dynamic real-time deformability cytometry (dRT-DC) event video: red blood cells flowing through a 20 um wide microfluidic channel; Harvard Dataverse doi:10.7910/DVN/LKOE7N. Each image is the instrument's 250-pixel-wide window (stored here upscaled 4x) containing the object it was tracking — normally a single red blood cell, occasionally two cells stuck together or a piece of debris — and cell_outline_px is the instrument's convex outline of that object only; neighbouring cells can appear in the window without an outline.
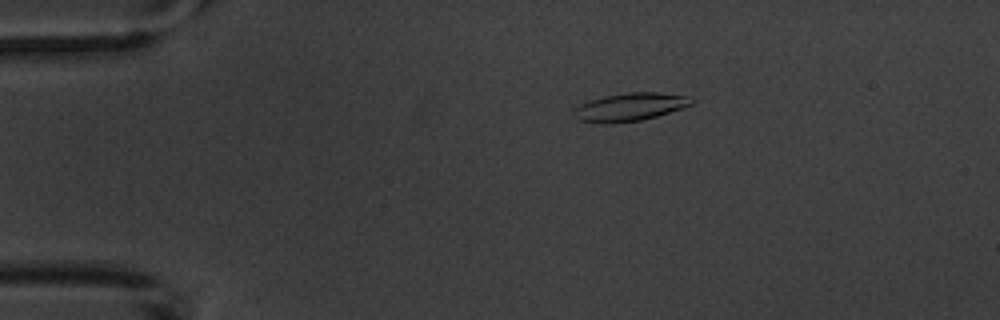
{"species": "common noctule bat (a hibernating species)", "species_latin": "Nyctalus noctula", "temperature_condition": "warm", "stored_images_in_passage": 6, "camera_frame_rate_fps": 3000, "um_per_image_px": 0.085, "animal": {"sex": "male", "body_mass_g": 20.1, "forearm_length_mm": 53.5}, "frame": {"image": 1, "passage_image": 3, "time_ms": 2.333, "image_size_px": [1000, 320], "cell_outline_px": [[696, 100], [692, 104], [684, 108], [656, 116], [640, 120], [604, 124], [600, 124], [580, 120], [572, 116], [576, 108], [580, 104], [604, 96], [628, 92], [660, 92], [692, 96]], "centroid_in_image_um": [53.6, 9.08], "position_along_channel_um": 31.4, "area_um2": 19.36}}
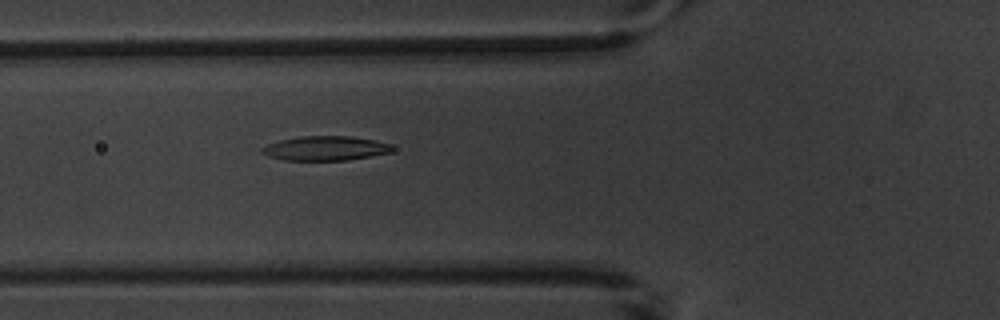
{"frame": {"image": 2, "passage_image": 6, "time_ms": 5.667, "image_size_px": [1000, 320], "cell_outline_px": [[396, 148], [392, 152], [348, 160], [284, 160], [268, 156], [260, 152], [260, 148], [268, 144], [280, 140], [300, 136], [352, 136], [392, 144]], "centroid_in_image_um": [27.67, 12.6], "position_along_channel_um": 98.1, "area_um2": 18.61}}